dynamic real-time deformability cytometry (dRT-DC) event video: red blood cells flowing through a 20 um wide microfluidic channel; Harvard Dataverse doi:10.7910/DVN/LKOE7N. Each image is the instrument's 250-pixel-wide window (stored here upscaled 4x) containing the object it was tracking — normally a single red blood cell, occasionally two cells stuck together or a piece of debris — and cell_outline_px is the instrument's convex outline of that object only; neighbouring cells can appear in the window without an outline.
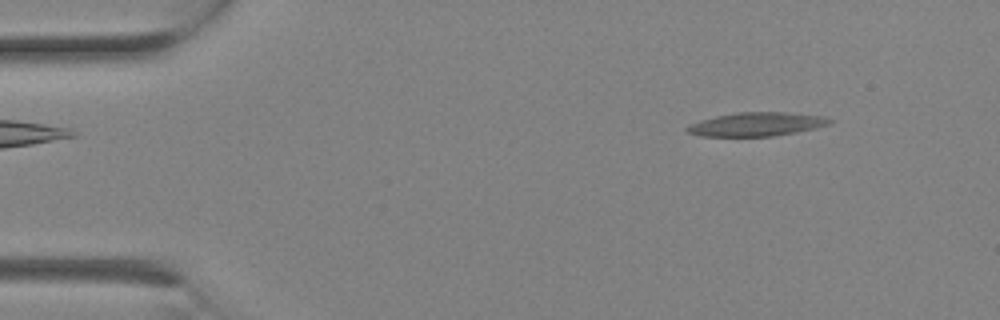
{"species": "Egyptian fruit bat (a non-hibernating species)", "species_latin": "Rousettus aegyptiacus", "temperature_condition": "room temperature", "stored_images_in_passage": 2, "camera_frame_rate_fps": 3000, "um_per_image_px": 0.085, "animal": {"sex": "female"}, "frame": {"image": 1, "passage_image": 2, "time_ms": 0.333, "image_size_px": [1000, 320], "cell_outline_px": [[832, 124], [816, 128], [796, 132], [772, 136], [700, 136], [688, 132], [684, 128], [700, 120], [716, 116], [736, 112], [784, 112], [824, 116], [832, 120]], "centroid_in_image_um": [64.33, 10.56], "position_along_channel_um": 20.7, "area_um2": 19.65}}